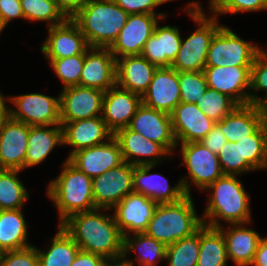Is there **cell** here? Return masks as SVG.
Segmentation results:
<instances>
[{
  "mask_svg": "<svg viewBox=\"0 0 267 266\" xmlns=\"http://www.w3.org/2000/svg\"><path fill=\"white\" fill-rule=\"evenodd\" d=\"M100 208L70 215L60 225L82 251L119 262L123 256L124 237L114 216L100 214Z\"/></svg>",
  "mask_w": 267,
  "mask_h": 266,
  "instance_id": "6da1fadb",
  "label": "cell"
},
{
  "mask_svg": "<svg viewBox=\"0 0 267 266\" xmlns=\"http://www.w3.org/2000/svg\"><path fill=\"white\" fill-rule=\"evenodd\" d=\"M128 17L114 0H90L71 20L79 27L89 47L109 48Z\"/></svg>",
  "mask_w": 267,
  "mask_h": 266,
  "instance_id": "7a4b0ae2",
  "label": "cell"
},
{
  "mask_svg": "<svg viewBox=\"0 0 267 266\" xmlns=\"http://www.w3.org/2000/svg\"><path fill=\"white\" fill-rule=\"evenodd\" d=\"M206 189L213 192L203 216L204 225L218 228L219 218L231 224L251 222L249 196L236 175L224 174ZM206 218L210 219L208 223Z\"/></svg>",
  "mask_w": 267,
  "mask_h": 266,
  "instance_id": "3957f363",
  "label": "cell"
},
{
  "mask_svg": "<svg viewBox=\"0 0 267 266\" xmlns=\"http://www.w3.org/2000/svg\"><path fill=\"white\" fill-rule=\"evenodd\" d=\"M191 195L176 203L158 204L144 233L166 247L197 232L204 224L196 215Z\"/></svg>",
  "mask_w": 267,
  "mask_h": 266,
  "instance_id": "277c9868",
  "label": "cell"
},
{
  "mask_svg": "<svg viewBox=\"0 0 267 266\" xmlns=\"http://www.w3.org/2000/svg\"><path fill=\"white\" fill-rule=\"evenodd\" d=\"M61 174L48 186V196L59 210L62 223L70 215L96 209L92 178L79 170L68 159Z\"/></svg>",
  "mask_w": 267,
  "mask_h": 266,
  "instance_id": "5b68a950",
  "label": "cell"
},
{
  "mask_svg": "<svg viewBox=\"0 0 267 266\" xmlns=\"http://www.w3.org/2000/svg\"><path fill=\"white\" fill-rule=\"evenodd\" d=\"M187 11L200 27L187 39L181 40V47L170 67L177 72L203 71L211 40L222 25H217L216 16L207 18L197 2H190Z\"/></svg>",
  "mask_w": 267,
  "mask_h": 266,
  "instance_id": "8992f818",
  "label": "cell"
},
{
  "mask_svg": "<svg viewBox=\"0 0 267 266\" xmlns=\"http://www.w3.org/2000/svg\"><path fill=\"white\" fill-rule=\"evenodd\" d=\"M259 49L221 26L211 40L205 67L252 66Z\"/></svg>",
  "mask_w": 267,
  "mask_h": 266,
  "instance_id": "52a82bcc",
  "label": "cell"
},
{
  "mask_svg": "<svg viewBox=\"0 0 267 266\" xmlns=\"http://www.w3.org/2000/svg\"><path fill=\"white\" fill-rule=\"evenodd\" d=\"M203 73L209 88L228 95L238 105L259 103L260 97L244 92L250 89L251 66L205 67Z\"/></svg>",
  "mask_w": 267,
  "mask_h": 266,
  "instance_id": "ba28073f",
  "label": "cell"
},
{
  "mask_svg": "<svg viewBox=\"0 0 267 266\" xmlns=\"http://www.w3.org/2000/svg\"><path fill=\"white\" fill-rule=\"evenodd\" d=\"M17 110L10 108V118L29 126L61 125L60 97L53 98L39 93L9 98Z\"/></svg>",
  "mask_w": 267,
  "mask_h": 266,
  "instance_id": "9c48e42d",
  "label": "cell"
},
{
  "mask_svg": "<svg viewBox=\"0 0 267 266\" xmlns=\"http://www.w3.org/2000/svg\"><path fill=\"white\" fill-rule=\"evenodd\" d=\"M134 166L124 162L92 179V191L96 208L112 210L127 194L133 191Z\"/></svg>",
  "mask_w": 267,
  "mask_h": 266,
  "instance_id": "30bf717a",
  "label": "cell"
},
{
  "mask_svg": "<svg viewBox=\"0 0 267 266\" xmlns=\"http://www.w3.org/2000/svg\"><path fill=\"white\" fill-rule=\"evenodd\" d=\"M155 165L134 166L133 191L142 194L157 204L176 203L190 194V184L183 178L175 186L170 187L168 180L161 174H149Z\"/></svg>",
  "mask_w": 267,
  "mask_h": 266,
  "instance_id": "8fae6325",
  "label": "cell"
},
{
  "mask_svg": "<svg viewBox=\"0 0 267 266\" xmlns=\"http://www.w3.org/2000/svg\"><path fill=\"white\" fill-rule=\"evenodd\" d=\"M160 14H130L125 26L119 32L117 39L109 47L117 60L124 56L140 55L150 36L153 34L157 19H164ZM118 56V57H117Z\"/></svg>",
  "mask_w": 267,
  "mask_h": 266,
  "instance_id": "7c38bea8",
  "label": "cell"
},
{
  "mask_svg": "<svg viewBox=\"0 0 267 266\" xmlns=\"http://www.w3.org/2000/svg\"><path fill=\"white\" fill-rule=\"evenodd\" d=\"M104 91L80 85L69 86L60 94L61 122H74L101 115Z\"/></svg>",
  "mask_w": 267,
  "mask_h": 266,
  "instance_id": "4fadbf2b",
  "label": "cell"
},
{
  "mask_svg": "<svg viewBox=\"0 0 267 266\" xmlns=\"http://www.w3.org/2000/svg\"><path fill=\"white\" fill-rule=\"evenodd\" d=\"M128 128L160 144L169 154L177 146L171 116L143 103L138 107Z\"/></svg>",
  "mask_w": 267,
  "mask_h": 266,
  "instance_id": "5bb4252c",
  "label": "cell"
},
{
  "mask_svg": "<svg viewBox=\"0 0 267 266\" xmlns=\"http://www.w3.org/2000/svg\"><path fill=\"white\" fill-rule=\"evenodd\" d=\"M183 163L188 168L192 182L206 190L215 180L223 174L218 156L200 142L181 144Z\"/></svg>",
  "mask_w": 267,
  "mask_h": 266,
  "instance_id": "9a60e30c",
  "label": "cell"
},
{
  "mask_svg": "<svg viewBox=\"0 0 267 266\" xmlns=\"http://www.w3.org/2000/svg\"><path fill=\"white\" fill-rule=\"evenodd\" d=\"M157 205L150 198L135 192L127 194L116 204L113 216L123 237L129 232H145Z\"/></svg>",
  "mask_w": 267,
  "mask_h": 266,
  "instance_id": "2e32d148",
  "label": "cell"
},
{
  "mask_svg": "<svg viewBox=\"0 0 267 266\" xmlns=\"http://www.w3.org/2000/svg\"><path fill=\"white\" fill-rule=\"evenodd\" d=\"M79 85L104 92L116 85V59L109 48L90 47L85 52Z\"/></svg>",
  "mask_w": 267,
  "mask_h": 266,
  "instance_id": "e0dca14e",
  "label": "cell"
},
{
  "mask_svg": "<svg viewBox=\"0 0 267 266\" xmlns=\"http://www.w3.org/2000/svg\"><path fill=\"white\" fill-rule=\"evenodd\" d=\"M68 160L92 179L124 163L119 143L114 137L107 143L78 150Z\"/></svg>",
  "mask_w": 267,
  "mask_h": 266,
  "instance_id": "ac0fdd59",
  "label": "cell"
},
{
  "mask_svg": "<svg viewBox=\"0 0 267 266\" xmlns=\"http://www.w3.org/2000/svg\"><path fill=\"white\" fill-rule=\"evenodd\" d=\"M170 116L177 144L200 142L216 124L192 103L180 102Z\"/></svg>",
  "mask_w": 267,
  "mask_h": 266,
  "instance_id": "d6986e66",
  "label": "cell"
},
{
  "mask_svg": "<svg viewBox=\"0 0 267 266\" xmlns=\"http://www.w3.org/2000/svg\"><path fill=\"white\" fill-rule=\"evenodd\" d=\"M141 99L144 105L170 115L180 103L179 72L171 67L157 68Z\"/></svg>",
  "mask_w": 267,
  "mask_h": 266,
  "instance_id": "ffe728a7",
  "label": "cell"
},
{
  "mask_svg": "<svg viewBox=\"0 0 267 266\" xmlns=\"http://www.w3.org/2000/svg\"><path fill=\"white\" fill-rule=\"evenodd\" d=\"M88 49L85 36L69 18L60 25L49 27V36L41 47L49 60L85 54Z\"/></svg>",
  "mask_w": 267,
  "mask_h": 266,
  "instance_id": "44dd1931",
  "label": "cell"
},
{
  "mask_svg": "<svg viewBox=\"0 0 267 266\" xmlns=\"http://www.w3.org/2000/svg\"><path fill=\"white\" fill-rule=\"evenodd\" d=\"M142 104L141 96L116 84L104 93L103 120L107 128L114 134L119 129L128 127L131 119Z\"/></svg>",
  "mask_w": 267,
  "mask_h": 266,
  "instance_id": "7402d4cb",
  "label": "cell"
},
{
  "mask_svg": "<svg viewBox=\"0 0 267 266\" xmlns=\"http://www.w3.org/2000/svg\"><path fill=\"white\" fill-rule=\"evenodd\" d=\"M30 126L9 119L0 133V169L23 170Z\"/></svg>",
  "mask_w": 267,
  "mask_h": 266,
  "instance_id": "603a6c76",
  "label": "cell"
},
{
  "mask_svg": "<svg viewBox=\"0 0 267 266\" xmlns=\"http://www.w3.org/2000/svg\"><path fill=\"white\" fill-rule=\"evenodd\" d=\"M63 129V145L75 147L69 157L78 150L97 146L113 137L107 128L102 116L77 120L74 122H61Z\"/></svg>",
  "mask_w": 267,
  "mask_h": 266,
  "instance_id": "cb8c5ba5",
  "label": "cell"
},
{
  "mask_svg": "<svg viewBox=\"0 0 267 266\" xmlns=\"http://www.w3.org/2000/svg\"><path fill=\"white\" fill-rule=\"evenodd\" d=\"M157 68L141 55L120 57L116 60V84L142 97Z\"/></svg>",
  "mask_w": 267,
  "mask_h": 266,
  "instance_id": "d4e9b609",
  "label": "cell"
},
{
  "mask_svg": "<svg viewBox=\"0 0 267 266\" xmlns=\"http://www.w3.org/2000/svg\"><path fill=\"white\" fill-rule=\"evenodd\" d=\"M113 137L119 143L124 162L135 166L146 164L156 165L160 161L159 156L169 155L160 144L143 137L128 127L119 129L113 134ZM142 156L152 158L141 159ZM131 157L135 159L132 160Z\"/></svg>",
  "mask_w": 267,
  "mask_h": 266,
  "instance_id": "484cf974",
  "label": "cell"
},
{
  "mask_svg": "<svg viewBox=\"0 0 267 266\" xmlns=\"http://www.w3.org/2000/svg\"><path fill=\"white\" fill-rule=\"evenodd\" d=\"M181 40L177 27L157 24L140 55L158 68L170 67L181 47Z\"/></svg>",
  "mask_w": 267,
  "mask_h": 266,
  "instance_id": "4316f807",
  "label": "cell"
},
{
  "mask_svg": "<svg viewBox=\"0 0 267 266\" xmlns=\"http://www.w3.org/2000/svg\"><path fill=\"white\" fill-rule=\"evenodd\" d=\"M264 123L259 108L255 104L238 105L216 126L233 143L252 135Z\"/></svg>",
  "mask_w": 267,
  "mask_h": 266,
  "instance_id": "83f0119b",
  "label": "cell"
},
{
  "mask_svg": "<svg viewBox=\"0 0 267 266\" xmlns=\"http://www.w3.org/2000/svg\"><path fill=\"white\" fill-rule=\"evenodd\" d=\"M242 223L232 224V229H224L220 226L218 229L222 232L227 248L228 258L237 266L251 265L258 244L262 239L253 229L242 227Z\"/></svg>",
  "mask_w": 267,
  "mask_h": 266,
  "instance_id": "f1b7e54d",
  "label": "cell"
},
{
  "mask_svg": "<svg viewBox=\"0 0 267 266\" xmlns=\"http://www.w3.org/2000/svg\"><path fill=\"white\" fill-rule=\"evenodd\" d=\"M30 126L24 168L41 163L57 144H63L62 125Z\"/></svg>",
  "mask_w": 267,
  "mask_h": 266,
  "instance_id": "f546056e",
  "label": "cell"
},
{
  "mask_svg": "<svg viewBox=\"0 0 267 266\" xmlns=\"http://www.w3.org/2000/svg\"><path fill=\"white\" fill-rule=\"evenodd\" d=\"M27 226L21 209L0 210V247L5 251L32 246L26 243Z\"/></svg>",
  "mask_w": 267,
  "mask_h": 266,
  "instance_id": "4dcf8cb0",
  "label": "cell"
},
{
  "mask_svg": "<svg viewBox=\"0 0 267 266\" xmlns=\"http://www.w3.org/2000/svg\"><path fill=\"white\" fill-rule=\"evenodd\" d=\"M228 258L225 238L218 228H200V251L197 266H226Z\"/></svg>",
  "mask_w": 267,
  "mask_h": 266,
  "instance_id": "1f68e13d",
  "label": "cell"
},
{
  "mask_svg": "<svg viewBox=\"0 0 267 266\" xmlns=\"http://www.w3.org/2000/svg\"><path fill=\"white\" fill-rule=\"evenodd\" d=\"M47 252L37 249L39 266H70L81 250L72 237L59 225Z\"/></svg>",
  "mask_w": 267,
  "mask_h": 266,
  "instance_id": "d6a6232c",
  "label": "cell"
},
{
  "mask_svg": "<svg viewBox=\"0 0 267 266\" xmlns=\"http://www.w3.org/2000/svg\"><path fill=\"white\" fill-rule=\"evenodd\" d=\"M133 238L129 235L124 236L122 259L132 250H141L138 252L140 253L138 254L140 266H156V259H165L166 246L160 241L148 236L144 232L135 233Z\"/></svg>",
  "mask_w": 267,
  "mask_h": 266,
  "instance_id": "836d02e7",
  "label": "cell"
},
{
  "mask_svg": "<svg viewBox=\"0 0 267 266\" xmlns=\"http://www.w3.org/2000/svg\"><path fill=\"white\" fill-rule=\"evenodd\" d=\"M21 170L0 169V210L22 209L28 192L17 178Z\"/></svg>",
  "mask_w": 267,
  "mask_h": 266,
  "instance_id": "e575fe53",
  "label": "cell"
},
{
  "mask_svg": "<svg viewBox=\"0 0 267 266\" xmlns=\"http://www.w3.org/2000/svg\"><path fill=\"white\" fill-rule=\"evenodd\" d=\"M200 251V229L166 247L169 266H197Z\"/></svg>",
  "mask_w": 267,
  "mask_h": 266,
  "instance_id": "d590c367",
  "label": "cell"
},
{
  "mask_svg": "<svg viewBox=\"0 0 267 266\" xmlns=\"http://www.w3.org/2000/svg\"><path fill=\"white\" fill-rule=\"evenodd\" d=\"M242 159L254 169L267 168V131L264 123L250 136L240 139Z\"/></svg>",
  "mask_w": 267,
  "mask_h": 266,
  "instance_id": "8d00e7d4",
  "label": "cell"
},
{
  "mask_svg": "<svg viewBox=\"0 0 267 266\" xmlns=\"http://www.w3.org/2000/svg\"><path fill=\"white\" fill-rule=\"evenodd\" d=\"M25 19L47 21L48 27L60 25L68 18L60 10L57 1L50 0H20Z\"/></svg>",
  "mask_w": 267,
  "mask_h": 266,
  "instance_id": "74e56055",
  "label": "cell"
},
{
  "mask_svg": "<svg viewBox=\"0 0 267 266\" xmlns=\"http://www.w3.org/2000/svg\"><path fill=\"white\" fill-rule=\"evenodd\" d=\"M196 105L215 122L222 120L238 106L228 95L209 87Z\"/></svg>",
  "mask_w": 267,
  "mask_h": 266,
  "instance_id": "f35d334b",
  "label": "cell"
},
{
  "mask_svg": "<svg viewBox=\"0 0 267 266\" xmlns=\"http://www.w3.org/2000/svg\"><path fill=\"white\" fill-rule=\"evenodd\" d=\"M217 156L223 174L239 175L242 172L254 170L246 159H242L241 144L239 142L231 143L227 141Z\"/></svg>",
  "mask_w": 267,
  "mask_h": 266,
  "instance_id": "ab89813d",
  "label": "cell"
},
{
  "mask_svg": "<svg viewBox=\"0 0 267 266\" xmlns=\"http://www.w3.org/2000/svg\"><path fill=\"white\" fill-rule=\"evenodd\" d=\"M180 102L196 104L208 89L203 71L179 72Z\"/></svg>",
  "mask_w": 267,
  "mask_h": 266,
  "instance_id": "60d3db41",
  "label": "cell"
},
{
  "mask_svg": "<svg viewBox=\"0 0 267 266\" xmlns=\"http://www.w3.org/2000/svg\"><path fill=\"white\" fill-rule=\"evenodd\" d=\"M49 61L56 75L63 82L64 88L79 85L84 54Z\"/></svg>",
  "mask_w": 267,
  "mask_h": 266,
  "instance_id": "b9f144b4",
  "label": "cell"
},
{
  "mask_svg": "<svg viewBox=\"0 0 267 266\" xmlns=\"http://www.w3.org/2000/svg\"><path fill=\"white\" fill-rule=\"evenodd\" d=\"M209 9L216 17L231 12L260 11L267 9V0H211Z\"/></svg>",
  "mask_w": 267,
  "mask_h": 266,
  "instance_id": "7bdbcfd3",
  "label": "cell"
},
{
  "mask_svg": "<svg viewBox=\"0 0 267 266\" xmlns=\"http://www.w3.org/2000/svg\"><path fill=\"white\" fill-rule=\"evenodd\" d=\"M0 266H39L37 249L29 246L20 250L5 251Z\"/></svg>",
  "mask_w": 267,
  "mask_h": 266,
  "instance_id": "ee69618b",
  "label": "cell"
},
{
  "mask_svg": "<svg viewBox=\"0 0 267 266\" xmlns=\"http://www.w3.org/2000/svg\"><path fill=\"white\" fill-rule=\"evenodd\" d=\"M250 88L265 90L267 95V53L259 49L251 66Z\"/></svg>",
  "mask_w": 267,
  "mask_h": 266,
  "instance_id": "f6af8a7d",
  "label": "cell"
},
{
  "mask_svg": "<svg viewBox=\"0 0 267 266\" xmlns=\"http://www.w3.org/2000/svg\"><path fill=\"white\" fill-rule=\"evenodd\" d=\"M115 3L130 14H156L154 8L165 3L164 0H114Z\"/></svg>",
  "mask_w": 267,
  "mask_h": 266,
  "instance_id": "bcb514c9",
  "label": "cell"
},
{
  "mask_svg": "<svg viewBox=\"0 0 267 266\" xmlns=\"http://www.w3.org/2000/svg\"><path fill=\"white\" fill-rule=\"evenodd\" d=\"M25 18L20 0H0V18L8 24L11 19Z\"/></svg>",
  "mask_w": 267,
  "mask_h": 266,
  "instance_id": "7dc6e473",
  "label": "cell"
},
{
  "mask_svg": "<svg viewBox=\"0 0 267 266\" xmlns=\"http://www.w3.org/2000/svg\"><path fill=\"white\" fill-rule=\"evenodd\" d=\"M226 142L227 138L216 125H214V127L200 141L204 147L210 149L216 155H218L219 151Z\"/></svg>",
  "mask_w": 267,
  "mask_h": 266,
  "instance_id": "c3c4849f",
  "label": "cell"
},
{
  "mask_svg": "<svg viewBox=\"0 0 267 266\" xmlns=\"http://www.w3.org/2000/svg\"><path fill=\"white\" fill-rule=\"evenodd\" d=\"M107 263L100 255L80 250L70 266H106Z\"/></svg>",
  "mask_w": 267,
  "mask_h": 266,
  "instance_id": "681fc988",
  "label": "cell"
},
{
  "mask_svg": "<svg viewBox=\"0 0 267 266\" xmlns=\"http://www.w3.org/2000/svg\"><path fill=\"white\" fill-rule=\"evenodd\" d=\"M90 0H57V4L64 15L71 19Z\"/></svg>",
  "mask_w": 267,
  "mask_h": 266,
  "instance_id": "f907efd6",
  "label": "cell"
},
{
  "mask_svg": "<svg viewBox=\"0 0 267 266\" xmlns=\"http://www.w3.org/2000/svg\"><path fill=\"white\" fill-rule=\"evenodd\" d=\"M251 265L267 266V238L260 240Z\"/></svg>",
  "mask_w": 267,
  "mask_h": 266,
  "instance_id": "816d5d0a",
  "label": "cell"
},
{
  "mask_svg": "<svg viewBox=\"0 0 267 266\" xmlns=\"http://www.w3.org/2000/svg\"><path fill=\"white\" fill-rule=\"evenodd\" d=\"M7 99L0 93V133L3 130L4 124L10 119V108L7 109L5 106Z\"/></svg>",
  "mask_w": 267,
  "mask_h": 266,
  "instance_id": "f5cc1de1",
  "label": "cell"
},
{
  "mask_svg": "<svg viewBox=\"0 0 267 266\" xmlns=\"http://www.w3.org/2000/svg\"><path fill=\"white\" fill-rule=\"evenodd\" d=\"M264 98L265 99H259L257 106L263 119H267V95Z\"/></svg>",
  "mask_w": 267,
  "mask_h": 266,
  "instance_id": "db71d44e",
  "label": "cell"
},
{
  "mask_svg": "<svg viewBox=\"0 0 267 266\" xmlns=\"http://www.w3.org/2000/svg\"><path fill=\"white\" fill-rule=\"evenodd\" d=\"M111 264V265H110ZM106 266H133V262L132 261H129V260H121L119 262H111V263H107Z\"/></svg>",
  "mask_w": 267,
  "mask_h": 266,
  "instance_id": "11a10c76",
  "label": "cell"
},
{
  "mask_svg": "<svg viewBox=\"0 0 267 266\" xmlns=\"http://www.w3.org/2000/svg\"><path fill=\"white\" fill-rule=\"evenodd\" d=\"M6 27L5 23L2 21V19L0 18V33L1 31Z\"/></svg>",
  "mask_w": 267,
  "mask_h": 266,
  "instance_id": "9f6ffc18",
  "label": "cell"
},
{
  "mask_svg": "<svg viewBox=\"0 0 267 266\" xmlns=\"http://www.w3.org/2000/svg\"><path fill=\"white\" fill-rule=\"evenodd\" d=\"M4 255V251L0 247V258Z\"/></svg>",
  "mask_w": 267,
  "mask_h": 266,
  "instance_id": "6f0895ef",
  "label": "cell"
},
{
  "mask_svg": "<svg viewBox=\"0 0 267 266\" xmlns=\"http://www.w3.org/2000/svg\"><path fill=\"white\" fill-rule=\"evenodd\" d=\"M264 120V125L266 127V131H267V119H263Z\"/></svg>",
  "mask_w": 267,
  "mask_h": 266,
  "instance_id": "680465c9",
  "label": "cell"
}]
</instances>
